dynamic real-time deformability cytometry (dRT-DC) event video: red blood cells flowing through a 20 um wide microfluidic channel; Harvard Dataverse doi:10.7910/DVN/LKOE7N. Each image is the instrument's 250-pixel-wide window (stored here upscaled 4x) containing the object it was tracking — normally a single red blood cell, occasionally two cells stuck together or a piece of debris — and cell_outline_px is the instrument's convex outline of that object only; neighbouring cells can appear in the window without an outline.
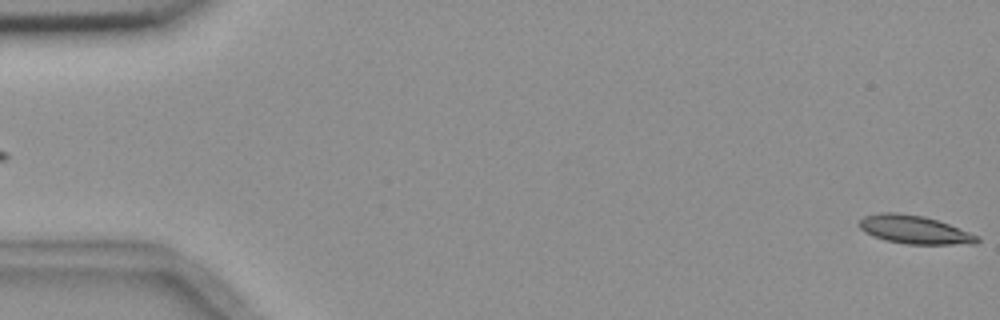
{"species": "common noctule bat (a hibernating species)", "species_latin": "Nyctalus noctula", "temperature_condition": "room temperature", "stored_images_in_passage": 6, "segment_of_instrument_passage": [2, 2], "camera_frame_rate_fps": 3000, "um_per_image_px": 0.085, "animal": {"sex": "female", "body_mass_g": 18.4}, "frame": {"image": 1, "passage_image": 6, "time_ms": 5.667, "image_size_px": [1000, 320], "cell_outline_px": [[980, 240], [976, 244], [908, 244], [888, 240], [872, 236], [864, 232], [860, 228], [860, 220], [864, 216], [880, 212], [896, 212], [924, 216], [948, 224], [980, 236]], "centroid_in_image_um": [77.74, 19.52], "position_along_channel_um": 7.3, "area_um2": 19.36}}